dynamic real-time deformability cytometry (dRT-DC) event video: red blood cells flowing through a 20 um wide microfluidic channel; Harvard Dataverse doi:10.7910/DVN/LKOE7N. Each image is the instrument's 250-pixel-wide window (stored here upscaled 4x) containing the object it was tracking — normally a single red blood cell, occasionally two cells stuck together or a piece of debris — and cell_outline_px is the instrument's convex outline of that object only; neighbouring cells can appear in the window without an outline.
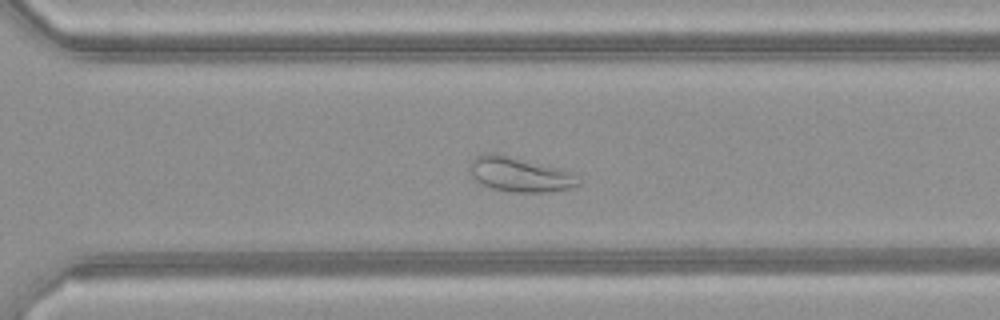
{"species": "common noctule bat (a hibernating species)", "species_latin": "Nyctalus noctula", "temperature_condition": "warm", "stored_images_in_passage": 49, "camera_frame_rate_fps": 3000, "um_per_image_px": 0.085, "animal": {"sex": "female", "body_mass_g": 21.9}, "frame": {"image": 1, "passage_image": 35, "time_ms": 11.333, "image_size_px": [1000, 320], "cell_outline_px": [[580, 184], [568, 188], [552, 192], [516, 192], [492, 188], [476, 180], [472, 176], [468, 168], [472, 160], [480, 152], [496, 152], [560, 168], [572, 172], [580, 180]], "centroid_in_image_um": [44.16, 14.8], "position_along_channel_um": 326.4, "area_um2": 22.14}}
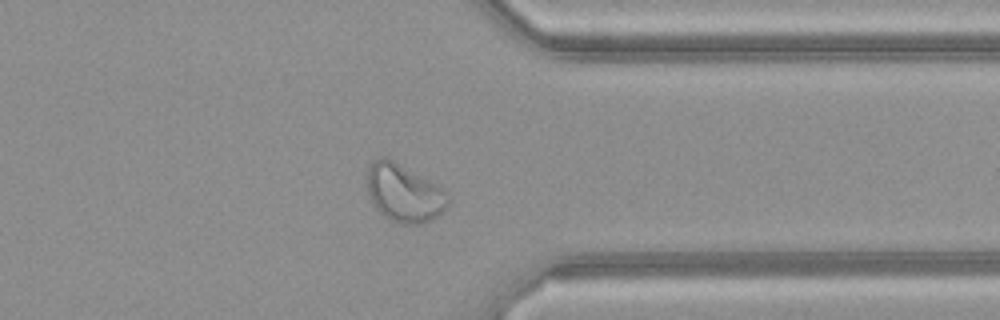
{"frame": {"image": 2, "passage_image": 39, "time_ms": 12.667, "image_size_px": [1000, 320], "cell_outline_px": [[452, 200], [444, 212], [420, 224], [400, 224], [384, 216], [376, 208], [368, 192], [368, 168], [380, 156], [388, 156], [444, 188], [452, 196]], "centroid_in_image_um": [34.41, 16.39], "position_along_channel_um": 377.0, "area_um2": 27.57}}
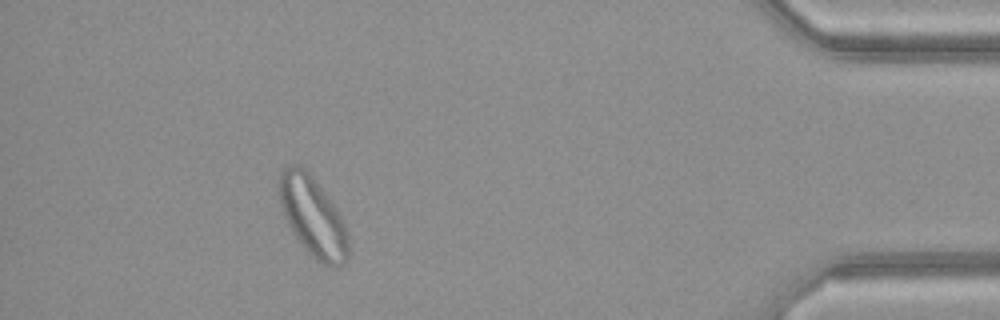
{"frame": {"image": 3, "passage_image": 45, "time_ms": 14.667, "image_size_px": [1000, 320], "cell_outline_px": [[348, 256], [344, 264], [336, 268], [332, 268], [316, 260], [308, 252], [292, 232], [284, 216], [280, 204], [276, 180], [284, 164], [296, 164], [304, 168], [312, 176], [336, 208], [344, 220], [348, 232]], "centroid_in_image_um": [26.56, 18.39], "position_along_channel_um": 408.6, "area_um2": 32.6}, "authors_computed_cell_mechanics": {"area_um2": 29.5358, "velocity_mm_per_s": 4.1313, "shape_relaxation_time_tau1_ms": null, "shape_relaxation_time_tau2_ms": 1.3185, "deformation_change_tau1": null, "deformation_change_tau2": 0.0751}}